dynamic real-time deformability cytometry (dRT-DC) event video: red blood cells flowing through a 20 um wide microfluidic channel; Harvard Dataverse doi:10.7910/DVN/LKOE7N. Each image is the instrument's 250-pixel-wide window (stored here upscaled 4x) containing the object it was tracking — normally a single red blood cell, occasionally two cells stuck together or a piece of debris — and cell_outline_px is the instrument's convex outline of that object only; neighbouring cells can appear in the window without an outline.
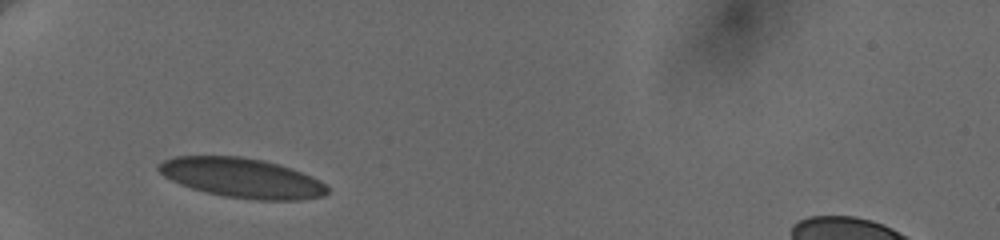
{"species": "human", "species_latin": "Homo sapiens", "temperature_condition": "cold", "stored_images_in_passage": 4, "camera_frame_rate_fps": 3000, "um_per_image_px": 0.085, "donor": {"sex": "female"}, "frame": {"image": 1, "passage_image": 1, "time_ms": 0.0, "image_size_px": [1000, 240], "cell_outline_px": [[328, 192], [324, 196], [300, 200], [252, 200], [224, 196], [192, 188], [180, 184], [164, 176], [156, 168], [164, 160], [176, 156], [240, 156], [264, 160], [300, 172], [320, 180], [328, 188]], "centroid_in_image_um": [20.56, 15.13], "position_along_channel_um": 64.4, "area_um2": 38.67}}
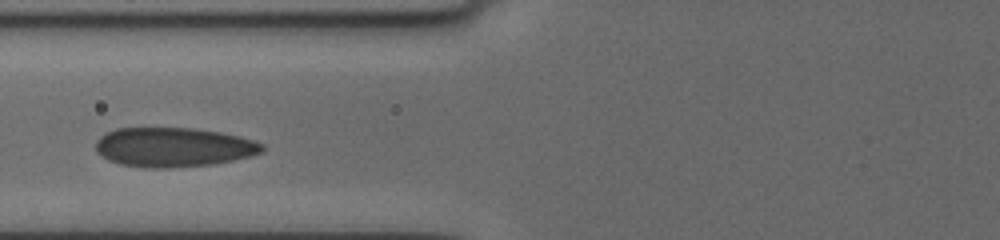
{"frame": {"image": 2, "passage_image": 3, "time_ms": 1.667, "image_size_px": [1000, 240], "cell_outline_px": [[264, 152], [252, 156], [212, 164], [172, 168], [148, 168], [120, 164], [108, 160], [100, 156], [96, 152], [96, 140], [100, 136], [116, 128], [192, 128], [220, 132], [240, 136], [256, 140], [264, 144]], "centroid_in_image_um": [14.76, 12.51], "position_along_channel_um": 111.0, "area_um2": 38.55}}
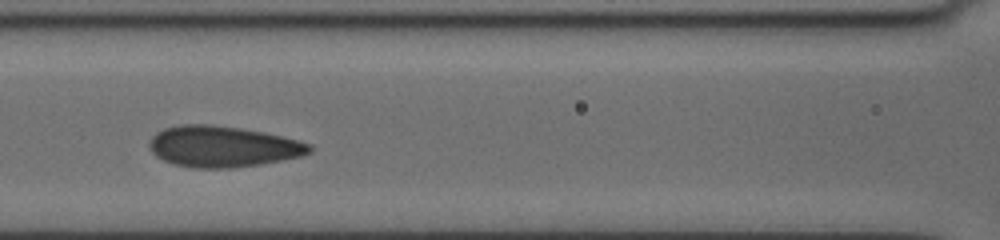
{"frame": {"image": 3, "passage_image": 4, "time_ms": 2.667, "image_size_px": [1000, 240], "cell_outline_px": [[312, 152], [300, 156], [260, 164], [232, 168], [192, 168], [172, 164], [156, 156], [152, 152], [148, 144], [152, 136], [156, 132], [164, 128], [184, 124], [212, 124], [240, 128], [264, 132], [300, 140], [312, 144]], "centroid_in_image_um": [18.93, 12.45], "position_along_channel_um": 147.7, "area_um2": 38.49}}